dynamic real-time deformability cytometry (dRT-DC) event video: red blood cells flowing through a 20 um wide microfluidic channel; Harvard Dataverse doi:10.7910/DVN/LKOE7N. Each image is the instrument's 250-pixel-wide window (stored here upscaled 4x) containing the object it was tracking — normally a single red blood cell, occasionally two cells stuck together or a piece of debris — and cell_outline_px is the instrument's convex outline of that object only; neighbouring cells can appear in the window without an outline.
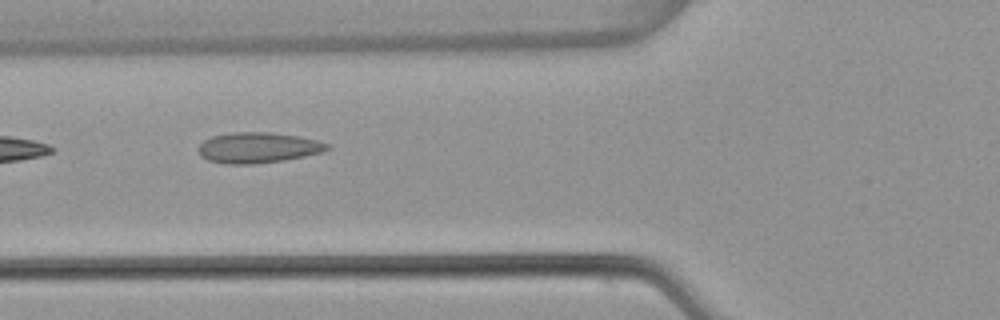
{"species": "common noctule bat (a hibernating species)", "species_latin": "Nyctalus noctula", "temperature_condition": "warm", "stored_images_in_passage": 7, "camera_frame_rate_fps": 3000, "um_per_image_px": 0.085, "animal": {"sex": "female", "body_mass_g": 22.7, "forearm_length_mm": 54.2}, "frame": {"image": 1, "passage_image": 5, "time_ms": 1.333, "image_size_px": [1000, 320], "cell_outline_px": [[332, 148], [324, 152], [284, 160], [252, 164], [224, 164], [208, 160], [200, 156], [196, 148], [204, 140], [212, 136], [232, 132], [272, 132], [296, 136], [316, 140], [328, 144]], "centroid_in_image_um": [21.9, 12.55], "position_along_channel_um": 103.9, "area_um2": 23.12}}
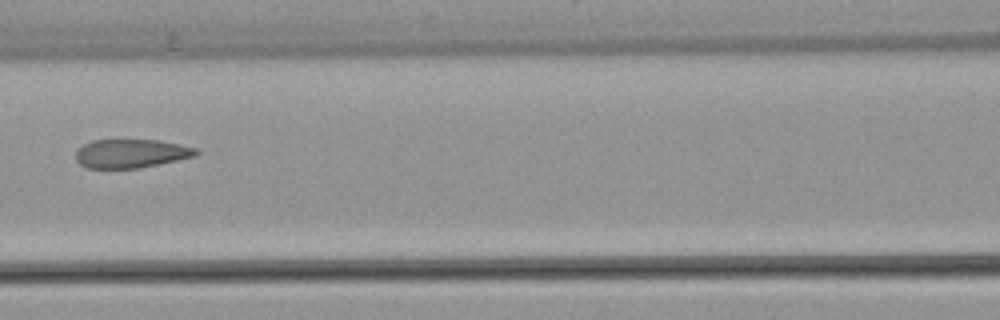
{"frame": {"image": 2, "passage_image": 6, "time_ms": 1.667, "image_size_px": [1000, 320], "cell_outline_px": [[200, 152], [196, 156], [140, 168], [88, 168], [80, 164], [76, 160], [76, 152], [84, 144], [92, 140], [160, 140], [180, 144], [196, 148]], "centroid_in_image_um": [11.17, 13.04], "position_along_channel_um": 155.4, "area_um2": 20.11}}
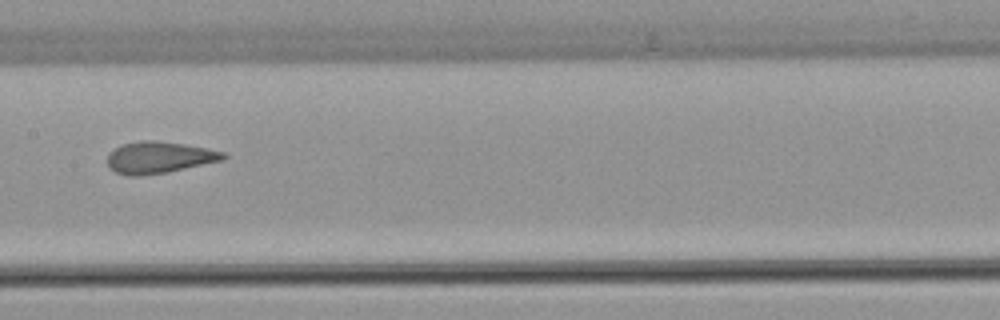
{"frame": {"image": 3, "passage_image": 7, "time_ms": 2.0, "image_size_px": [1000, 320], "cell_outline_px": [[228, 156], [224, 160], [168, 172], [140, 176], [128, 176], [116, 172], [108, 168], [108, 152], [120, 144], [140, 140], [152, 140], [184, 144], [208, 148], [224, 152]], "centroid_in_image_um": [13.51, 13.38], "position_along_channel_um": 193.9, "area_um2": 21.68}}